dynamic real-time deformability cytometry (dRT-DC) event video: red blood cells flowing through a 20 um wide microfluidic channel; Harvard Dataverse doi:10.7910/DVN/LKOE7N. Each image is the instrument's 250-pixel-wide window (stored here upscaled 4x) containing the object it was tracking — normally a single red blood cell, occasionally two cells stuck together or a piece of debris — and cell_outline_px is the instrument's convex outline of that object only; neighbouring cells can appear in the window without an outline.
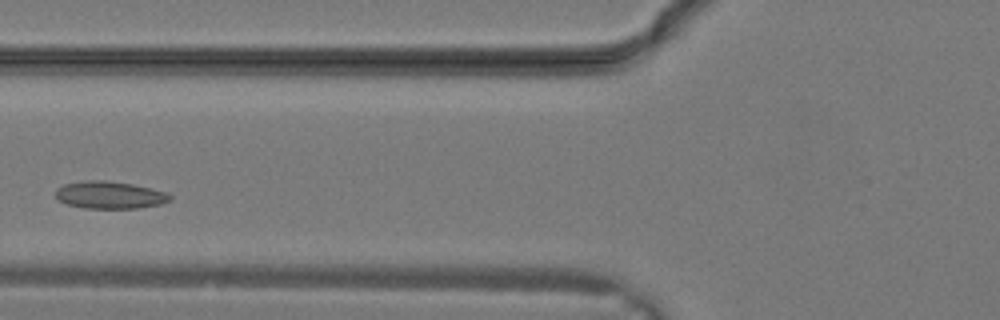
{"species": "common noctule bat (a hibernating species)", "species_latin": "Nyctalus noctula", "temperature_condition": "warm", "stored_images_in_passage": 25, "camera_frame_rate_fps": 3000, "um_per_image_px": 0.085, "animal": {"sex": "male", "body_mass_g": 19.2, "forearm_length_mm": 51.8}, "frame": {"image": 1, "passage_image": 6, "time_ms": 1.667, "image_size_px": [1000, 320], "cell_outline_px": [[172, 200], [160, 204], [136, 208], [84, 208], [68, 204], [60, 200], [56, 196], [56, 188], [64, 184], [88, 180], [104, 180], [132, 184], [168, 192], [172, 196]], "centroid_in_image_um": [9.36, 16.57], "position_along_channel_um": 116.4, "area_um2": 18.15}}
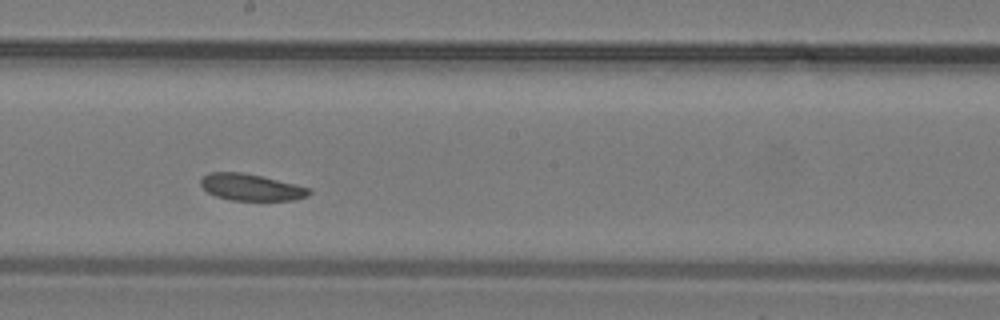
{"frame": {"image": 2, "passage_image": 11, "time_ms": 3.333, "image_size_px": [1000, 320], "cell_outline_px": [[312, 192], [308, 196], [292, 200], [232, 200], [216, 196], [208, 192], [200, 184], [200, 180], [208, 172], [240, 172], [260, 176], [312, 188]], "centroid_in_image_um": [21.36, 15.92], "position_along_channel_um": 226.8, "area_um2": 16.7}}
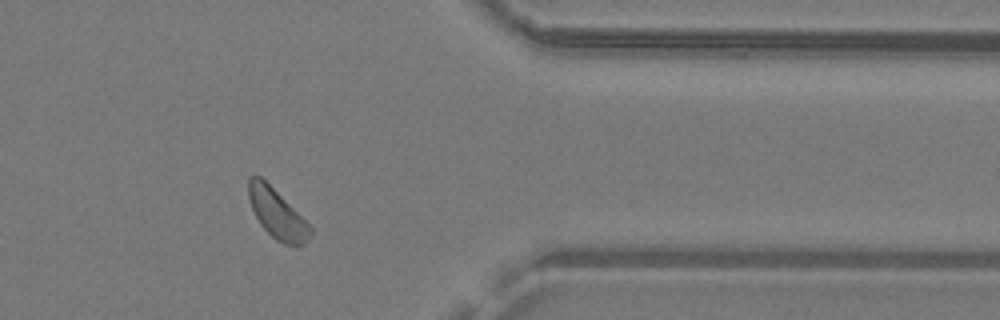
{"frame": {"image": 3, "passage_image": 19, "time_ms": 6.0, "image_size_px": [1000, 320], "cell_outline_px": [[312, 232], [308, 240], [304, 244], [284, 244], [276, 240], [260, 224], [252, 208], [248, 196], [248, 176], [260, 176], [312, 228]], "centroid_in_image_um": [23.52, 18.18], "position_along_channel_um": 387.9, "area_um2": 17.05}}